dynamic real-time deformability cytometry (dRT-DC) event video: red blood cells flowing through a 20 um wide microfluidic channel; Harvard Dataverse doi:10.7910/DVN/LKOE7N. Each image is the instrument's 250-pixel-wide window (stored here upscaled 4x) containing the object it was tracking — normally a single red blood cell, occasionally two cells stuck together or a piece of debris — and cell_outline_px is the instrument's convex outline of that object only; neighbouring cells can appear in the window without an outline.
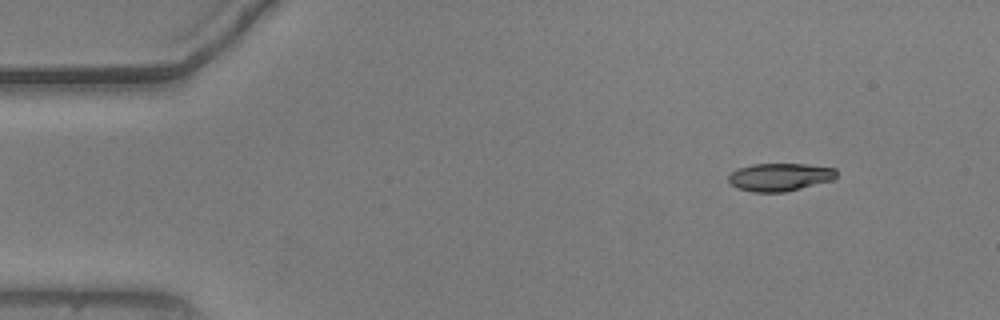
{"species": "common noctule bat (a hibernating species)", "species_latin": "Nyctalus noctula", "temperature_condition": "warm", "stored_images_in_passage": 49, "camera_frame_rate_fps": 3000, "um_per_image_px": 0.085, "animal": {"sex": "male", "body_mass_g": 20.5, "forearm_length_mm": 52.5}, "frame": {"image": 1, "passage_image": 1, "time_ms": 0.0, "image_size_px": [1000, 320], "cell_outline_px": [[836, 176], [832, 180], [784, 192], [752, 192], [736, 188], [728, 180], [728, 176], [736, 168], [752, 164], [804, 164], [836, 168]], "centroid_in_image_um": [66.25, 15.04], "position_along_channel_um": 18.8, "area_um2": 17.51}}
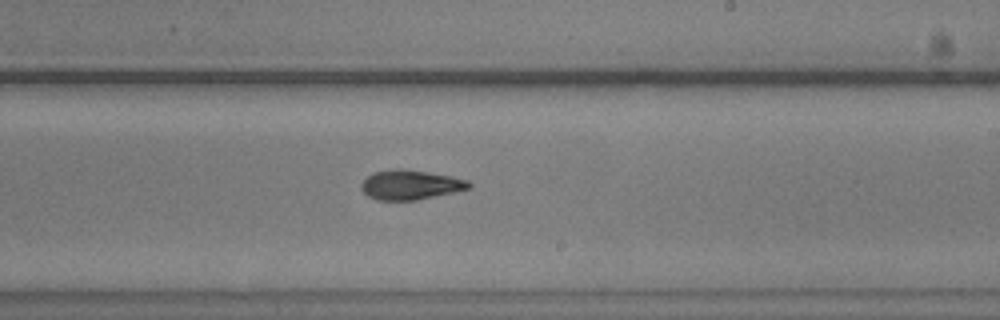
{"frame": {"image": 2, "passage_image": 27, "time_ms": 8.667, "image_size_px": [1000, 320], "cell_outline_px": [[472, 188], [416, 200], [376, 200], [368, 196], [360, 188], [360, 184], [372, 172], [396, 168], [404, 168], [452, 176], [468, 180], [472, 184]], "centroid_in_image_um": [34.88, 15.7], "position_along_channel_um": 254.1, "area_um2": 18.73}}
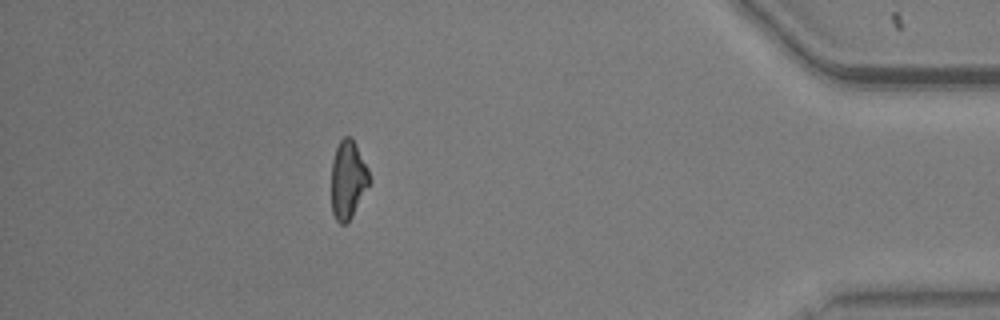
{"frame": {"image": 3, "passage_image": 43, "time_ms": 14.0, "image_size_px": [1000, 320], "cell_outline_px": [[372, 180], [352, 216], [344, 224], [340, 224], [336, 220], [332, 212], [332, 160], [336, 148], [340, 140], [344, 136], [352, 136], [368, 168]], "centroid_in_image_um": [29.59, 15.25], "position_along_channel_um": 405.6, "area_um2": 17.4}, "authors_computed_cell_mechanics": {"area_um2": 18.496, "velocity_mm_per_s": 3.7505, "shape_relaxation_time_tau1_ms": 5.1572, "shape_relaxation_time_tau2_ms": 2.077, "deformation_change_tau1": 0.1567, "deformation_change_tau2": 0.0846}}